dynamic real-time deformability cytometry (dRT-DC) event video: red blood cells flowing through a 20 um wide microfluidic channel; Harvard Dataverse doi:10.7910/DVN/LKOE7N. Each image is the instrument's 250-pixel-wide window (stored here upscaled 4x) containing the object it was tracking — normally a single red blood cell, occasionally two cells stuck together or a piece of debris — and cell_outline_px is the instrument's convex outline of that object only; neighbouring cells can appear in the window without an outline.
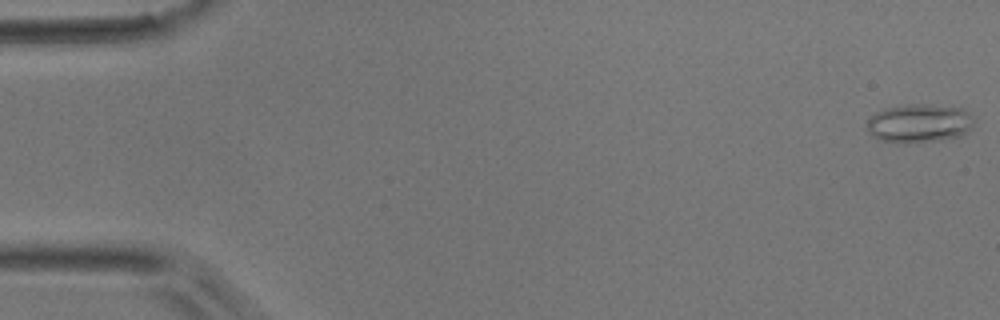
{"species": "common noctule bat (a hibernating species)", "species_latin": "Nyctalus noctula", "temperature_condition": "room temperature", "stored_images_in_passage": 50, "camera_frame_rate_fps": 3000, "um_per_image_px": 0.085, "animal": {"sex": "male", "body_mass_g": 17.9}, "frame": {"image": 1, "passage_image": 1, "time_ms": 0.0, "image_size_px": [1000, 320], "cell_outline_px": [[976, 120], [960, 136], [940, 140], [904, 144], [880, 140], [872, 136], [868, 132], [868, 120], [876, 112], [884, 108], [912, 104], [924, 104], [964, 108]], "centroid_in_image_um": [78.12, 10.48], "position_along_channel_um": 6.9, "area_um2": 24.1}}
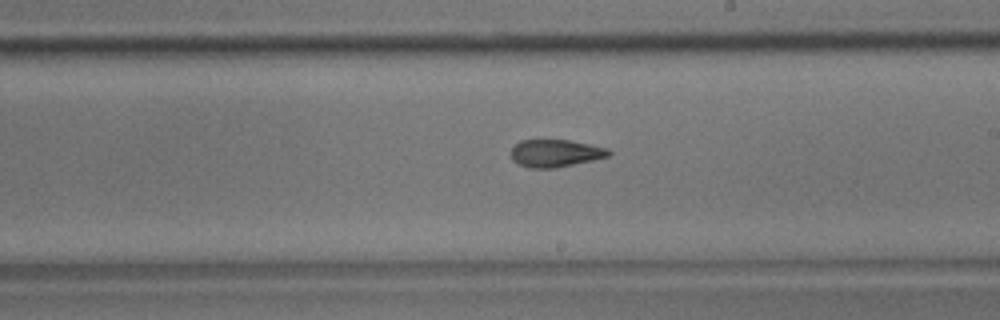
{"frame": {"image": 2, "passage_image": 29, "time_ms": 9.333, "image_size_px": [1000, 320], "cell_outline_px": [[612, 152], [608, 156], [592, 160], [556, 168], [528, 168], [512, 160], [512, 148], [520, 140], [568, 140], [608, 148]], "centroid_in_image_um": [47.21, 13.02], "position_along_channel_um": 241.8, "area_um2": 15.49}}
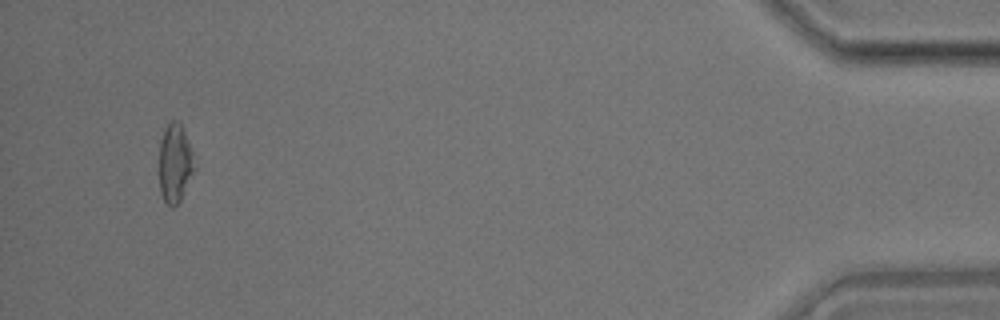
{"frame": {"image": 3, "passage_image": 48, "time_ms": 15.667, "image_size_px": [1000, 320], "cell_outline_px": [[196, 168], [180, 200], [172, 208], [164, 200], [160, 192], [160, 140], [164, 128], [172, 120], [176, 120], [180, 124], [184, 132], [192, 152]], "centroid_in_image_um": [14.87, 13.88], "position_along_channel_um": 420.3, "area_um2": 15.95}}